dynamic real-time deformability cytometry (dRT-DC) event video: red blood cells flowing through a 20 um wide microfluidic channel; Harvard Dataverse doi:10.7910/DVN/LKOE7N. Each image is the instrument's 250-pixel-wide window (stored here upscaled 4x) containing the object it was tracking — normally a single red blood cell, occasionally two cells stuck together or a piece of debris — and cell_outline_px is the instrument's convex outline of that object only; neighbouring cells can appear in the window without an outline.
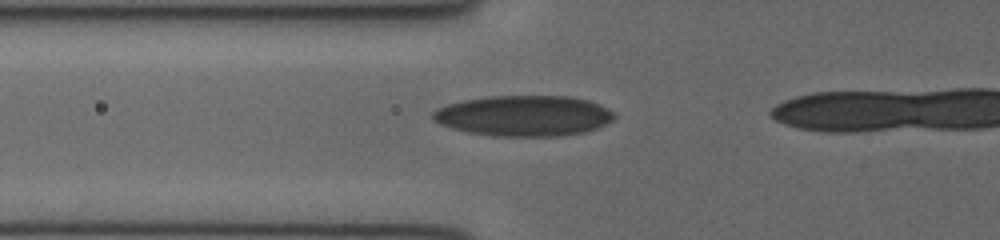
{"species": "human", "species_latin": "Homo sapiens", "temperature_condition": "cold", "stored_images_in_passage": 35, "camera_frame_rate_fps": 3000, "um_per_image_px": 0.085, "donor": {"sex": "female"}, "frame": {"image": 1, "passage_image": 11, "time_ms": 3.333, "image_size_px": [1000, 240], "cell_outline_px": [[616, 116], [612, 120], [596, 128], [584, 132], [556, 136], [492, 136], [468, 132], [452, 128], [440, 124], [432, 116], [432, 112], [448, 104], [464, 100], [488, 96], [568, 96], [588, 100], [612, 112]], "centroid_in_image_um": [44.5, 9.84], "position_along_channel_um": 81.3, "area_um2": 42.54}}
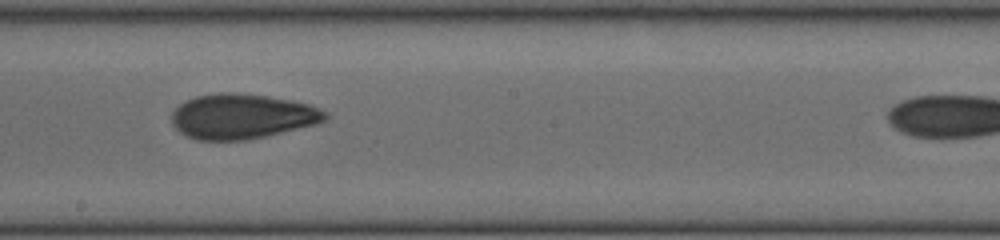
{"frame": {"image": 2, "passage_image": 21, "time_ms": 6.667, "image_size_px": [1000, 240], "cell_outline_px": [[328, 116], [324, 120], [316, 124], [248, 140], [200, 140], [188, 136], [180, 132], [172, 124], [172, 112], [180, 104], [196, 96], [216, 92], [236, 92], [268, 96], [308, 104], [328, 112]], "centroid_in_image_um": [20.56, 9.88], "position_along_channel_um": 227.6, "area_um2": 40.06}}
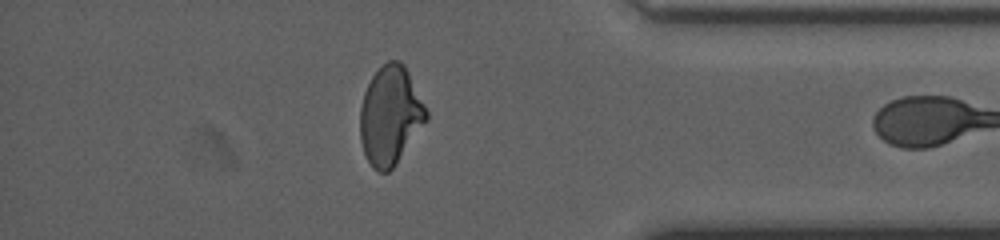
{"frame": {"image": 3, "passage_image": 34, "time_ms": 11.0, "image_size_px": [1000, 240], "cell_outline_px": [[428, 120], [396, 164], [388, 172], [376, 172], [372, 168], [364, 152], [360, 140], [360, 108], [364, 92], [372, 76], [388, 60], [400, 60], [404, 64], [428, 112]], "centroid_in_image_um": [33.17, 9.84], "position_along_channel_um": 402.0, "area_um2": 37.97}}